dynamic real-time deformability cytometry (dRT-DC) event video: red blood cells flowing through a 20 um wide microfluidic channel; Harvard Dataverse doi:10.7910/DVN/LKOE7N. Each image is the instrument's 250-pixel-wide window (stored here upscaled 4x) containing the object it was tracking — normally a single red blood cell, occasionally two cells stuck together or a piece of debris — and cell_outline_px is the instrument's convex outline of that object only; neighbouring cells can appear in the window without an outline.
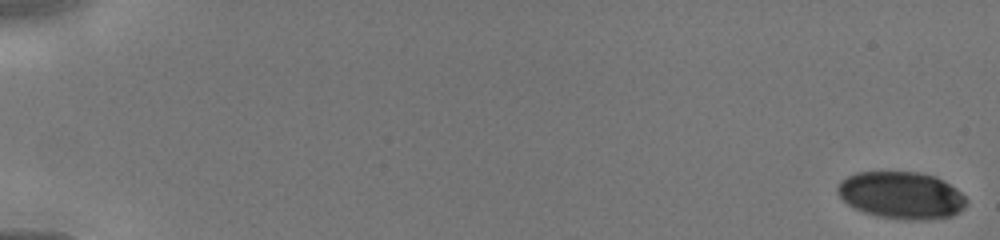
{"species": "human", "species_latin": "Homo sapiens", "temperature_condition": "cold", "stored_images_in_passage": 13, "camera_frame_rate_fps": 3000, "um_per_image_px": 0.085, "donor": {"sex": "male"}, "frame": {"image": 1, "passage_image": 1, "time_ms": 0.0, "image_size_px": [1000, 240], "cell_outline_px": [[968, 204], [960, 212], [952, 216], [928, 220], [900, 220], [876, 216], [852, 208], [836, 192], [836, 184], [840, 180], [856, 172], [920, 172], [936, 176], [944, 180], [956, 188], [968, 200]], "centroid_in_image_um": [76.62, 16.61], "position_along_channel_um": 8.4, "area_um2": 36.07}}
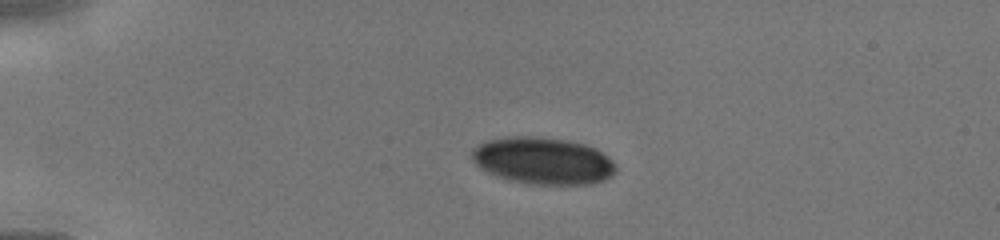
{"frame": {"image": 2, "passage_image": 10, "time_ms": 3.667, "image_size_px": [1000, 240], "cell_outline_px": [[616, 172], [612, 176], [604, 180], [592, 184], [528, 184], [496, 176], [480, 168], [472, 160], [472, 148], [488, 140], [504, 136], [540, 136], [568, 140], [584, 144], [596, 148], [608, 156], [616, 164]], "centroid_in_image_um": [46.17, 13.65], "position_along_channel_um": 38.8, "area_um2": 39.77}}
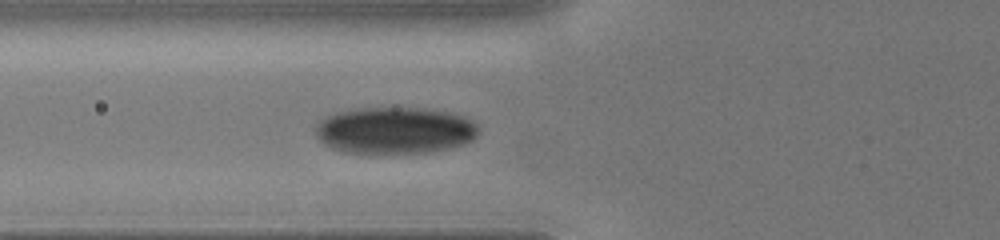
{"frame": {"image": 3, "passage_image": 13, "time_ms": 6.0, "image_size_px": [1000, 240], "cell_outline_px": [[480, 132], [472, 140], [464, 144], [452, 148], [432, 152], [344, 152], [332, 148], [324, 144], [316, 136], [316, 124], [320, 120], [336, 112], [364, 108], [416, 108], [444, 112], [464, 116], [472, 120], [480, 128]], "centroid_in_image_um": [33.59, 11.09], "position_along_channel_um": 92.2, "area_um2": 44.1}}